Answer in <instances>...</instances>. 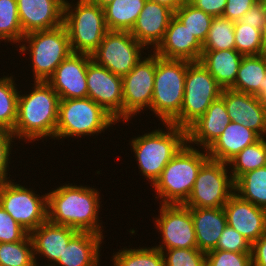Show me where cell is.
<instances>
[{"label":"cell","instance_id":"obj_12","mask_svg":"<svg viewBox=\"0 0 266 266\" xmlns=\"http://www.w3.org/2000/svg\"><path fill=\"white\" fill-rule=\"evenodd\" d=\"M147 53L128 74L122 77L123 124L126 122V125L128 121H132L137 115L140 116L143 111L151 108L156 54L153 51Z\"/></svg>","mask_w":266,"mask_h":266},{"label":"cell","instance_id":"obj_36","mask_svg":"<svg viewBox=\"0 0 266 266\" xmlns=\"http://www.w3.org/2000/svg\"><path fill=\"white\" fill-rule=\"evenodd\" d=\"M0 266H37L30 235L18 242L0 243Z\"/></svg>","mask_w":266,"mask_h":266},{"label":"cell","instance_id":"obj_20","mask_svg":"<svg viewBox=\"0 0 266 266\" xmlns=\"http://www.w3.org/2000/svg\"><path fill=\"white\" fill-rule=\"evenodd\" d=\"M221 97L232 122L244 125L260 137H266V110L257 96L222 89Z\"/></svg>","mask_w":266,"mask_h":266},{"label":"cell","instance_id":"obj_3","mask_svg":"<svg viewBox=\"0 0 266 266\" xmlns=\"http://www.w3.org/2000/svg\"><path fill=\"white\" fill-rule=\"evenodd\" d=\"M160 124L164 126V129L158 127L150 132L134 136L128 141L139 173L149 182L150 187L160 177L168 162L187 142L186 129L171 123Z\"/></svg>","mask_w":266,"mask_h":266},{"label":"cell","instance_id":"obj_16","mask_svg":"<svg viewBox=\"0 0 266 266\" xmlns=\"http://www.w3.org/2000/svg\"><path fill=\"white\" fill-rule=\"evenodd\" d=\"M92 59L85 53H71L55 69L46 81L58 94L60 100L87 98V64Z\"/></svg>","mask_w":266,"mask_h":266},{"label":"cell","instance_id":"obj_29","mask_svg":"<svg viewBox=\"0 0 266 266\" xmlns=\"http://www.w3.org/2000/svg\"><path fill=\"white\" fill-rule=\"evenodd\" d=\"M146 1L114 0L105 6L103 9L108 30L130 32Z\"/></svg>","mask_w":266,"mask_h":266},{"label":"cell","instance_id":"obj_10","mask_svg":"<svg viewBox=\"0 0 266 266\" xmlns=\"http://www.w3.org/2000/svg\"><path fill=\"white\" fill-rule=\"evenodd\" d=\"M20 184L14 179L0 183V205L30 233L48 219L47 193Z\"/></svg>","mask_w":266,"mask_h":266},{"label":"cell","instance_id":"obj_35","mask_svg":"<svg viewBox=\"0 0 266 266\" xmlns=\"http://www.w3.org/2000/svg\"><path fill=\"white\" fill-rule=\"evenodd\" d=\"M174 16L183 23L203 45L214 17L205 13L203 10L197 9L187 1L174 12Z\"/></svg>","mask_w":266,"mask_h":266},{"label":"cell","instance_id":"obj_11","mask_svg":"<svg viewBox=\"0 0 266 266\" xmlns=\"http://www.w3.org/2000/svg\"><path fill=\"white\" fill-rule=\"evenodd\" d=\"M228 164L208 159L200 168L191 195L184 203L189 208H221L235 192Z\"/></svg>","mask_w":266,"mask_h":266},{"label":"cell","instance_id":"obj_26","mask_svg":"<svg viewBox=\"0 0 266 266\" xmlns=\"http://www.w3.org/2000/svg\"><path fill=\"white\" fill-rule=\"evenodd\" d=\"M191 217L198 249L205 253L214 250L223 230L227 226L223 207L191 208Z\"/></svg>","mask_w":266,"mask_h":266},{"label":"cell","instance_id":"obj_25","mask_svg":"<svg viewBox=\"0 0 266 266\" xmlns=\"http://www.w3.org/2000/svg\"><path fill=\"white\" fill-rule=\"evenodd\" d=\"M260 138L255 131L231 121L207 149V154L212 160L228 163L246 146L254 144Z\"/></svg>","mask_w":266,"mask_h":266},{"label":"cell","instance_id":"obj_13","mask_svg":"<svg viewBox=\"0 0 266 266\" xmlns=\"http://www.w3.org/2000/svg\"><path fill=\"white\" fill-rule=\"evenodd\" d=\"M146 50L130 32L109 30L91 57L97 64L123 77L147 54Z\"/></svg>","mask_w":266,"mask_h":266},{"label":"cell","instance_id":"obj_47","mask_svg":"<svg viewBox=\"0 0 266 266\" xmlns=\"http://www.w3.org/2000/svg\"><path fill=\"white\" fill-rule=\"evenodd\" d=\"M252 266H266V232L251 246Z\"/></svg>","mask_w":266,"mask_h":266},{"label":"cell","instance_id":"obj_9","mask_svg":"<svg viewBox=\"0 0 266 266\" xmlns=\"http://www.w3.org/2000/svg\"><path fill=\"white\" fill-rule=\"evenodd\" d=\"M221 92L222 88L203 64L191 62L186 71L182 108L170 123L187 129L221 96Z\"/></svg>","mask_w":266,"mask_h":266},{"label":"cell","instance_id":"obj_21","mask_svg":"<svg viewBox=\"0 0 266 266\" xmlns=\"http://www.w3.org/2000/svg\"><path fill=\"white\" fill-rule=\"evenodd\" d=\"M79 231L71 227L50 222L48 219L29 233L33 244L35 262L41 266L38 259L47 260L43 266H53L69 243ZM38 258V259H37ZM40 264V265H39Z\"/></svg>","mask_w":266,"mask_h":266},{"label":"cell","instance_id":"obj_42","mask_svg":"<svg viewBox=\"0 0 266 266\" xmlns=\"http://www.w3.org/2000/svg\"><path fill=\"white\" fill-rule=\"evenodd\" d=\"M252 244L238 231L227 225L223 230L214 250L230 252H251Z\"/></svg>","mask_w":266,"mask_h":266},{"label":"cell","instance_id":"obj_28","mask_svg":"<svg viewBox=\"0 0 266 266\" xmlns=\"http://www.w3.org/2000/svg\"><path fill=\"white\" fill-rule=\"evenodd\" d=\"M266 86V55L243 56L232 90L259 96Z\"/></svg>","mask_w":266,"mask_h":266},{"label":"cell","instance_id":"obj_17","mask_svg":"<svg viewBox=\"0 0 266 266\" xmlns=\"http://www.w3.org/2000/svg\"><path fill=\"white\" fill-rule=\"evenodd\" d=\"M223 209L227 225L238 231L251 244L266 232V209L242 199L235 192Z\"/></svg>","mask_w":266,"mask_h":266},{"label":"cell","instance_id":"obj_2","mask_svg":"<svg viewBox=\"0 0 266 266\" xmlns=\"http://www.w3.org/2000/svg\"><path fill=\"white\" fill-rule=\"evenodd\" d=\"M30 84L29 91H19L17 120L12 134L16 141H24L25 144L39 140L43 142V139L53 141L60 98L47 82L34 81Z\"/></svg>","mask_w":266,"mask_h":266},{"label":"cell","instance_id":"obj_8","mask_svg":"<svg viewBox=\"0 0 266 266\" xmlns=\"http://www.w3.org/2000/svg\"><path fill=\"white\" fill-rule=\"evenodd\" d=\"M187 60L164 59L156 55V71L151 108L161 123H170L182 108ZM156 115V116H155Z\"/></svg>","mask_w":266,"mask_h":266},{"label":"cell","instance_id":"obj_32","mask_svg":"<svg viewBox=\"0 0 266 266\" xmlns=\"http://www.w3.org/2000/svg\"><path fill=\"white\" fill-rule=\"evenodd\" d=\"M227 164L234 182L244 173L266 166V137L246 146Z\"/></svg>","mask_w":266,"mask_h":266},{"label":"cell","instance_id":"obj_14","mask_svg":"<svg viewBox=\"0 0 266 266\" xmlns=\"http://www.w3.org/2000/svg\"><path fill=\"white\" fill-rule=\"evenodd\" d=\"M158 212V217H152L161 237V242L155 246L157 249L198 248L191 208L184 204H159Z\"/></svg>","mask_w":266,"mask_h":266},{"label":"cell","instance_id":"obj_51","mask_svg":"<svg viewBox=\"0 0 266 266\" xmlns=\"http://www.w3.org/2000/svg\"><path fill=\"white\" fill-rule=\"evenodd\" d=\"M263 43H264L263 54L266 55V27L263 32Z\"/></svg>","mask_w":266,"mask_h":266},{"label":"cell","instance_id":"obj_7","mask_svg":"<svg viewBox=\"0 0 266 266\" xmlns=\"http://www.w3.org/2000/svg\"><path fill=\"white\" fill-rule=\"evenodd\" d=\"M65 0L63 25L73 53L91 55L109 31L104 9L87 0Z\"/></svg>","mask_w":266,"mask_h":266},{"label":"cell","instance_id":"obj_30","mask_svg":"<svg viewBox=\"0 0 266 266\" xmlns=\"http://www.w3.org/2000/svg\"><path fill=\"white\" fill-rule=\"evenodd\" d=\"M235 193L242 199L266 209V166L241 175L235 181Z\"/></svg>","mask_w":266,"mask_h":266},{"label":"cell","instance_id":"obj_33","mask_svg":"<svg viewBox=\"0 0 266 266\" xmlns=\"http://www.w3.org/2000/svg\"><path fill=\"white\" fill-rule=\"evenodd\" d=\"M124 247L112 254L111 266H164L162 251L154 246ZM133 248V249H132Z\"/></svg>","mask_w":266,"mask_h":266},{"label":"cell","instance_id":"obj_41","mask_svg":"<svg viewBox=\"0 0 266 266\" xmlns=\"http://www.w3.org/2000/svg\"><path fill=\"white\" fill-rule=\"evenodd\" d=\"M29 235L0 205V243L24 240Z\"/></svg>","mask_w":266,"mask_h":266},{"label":"cell","instance_id":"obj_6","mask_svg":"<svg viewBox=\"0 0 266 266\" xmlns=\"http://www.w3.org/2000/svg\"><path fill=\"white\" fill-rule=\"evenodd\" d=\"M27 43V44H26ZM16 47L19 54H28L34 81L46 82L58 65L71 53L70 40L65 26L24 35ZM27 52V53H26Z\"/></svg>","mask_w":266,"mask_h":266},{"label":"cell","instance_id":"obj_48","mask_svg":"<svg viewBox=\"0 0 266 266\" xmlns=\"http://www.w3.org/2000/svg\"><path fill=\"white\" fill-rule=\"evenodd\" d=\"M164 5L175 12L186 0H149Z\"/></svg>","mask_w":266,"mask_h":266},{"label":"cell","instance_id":"obj_46","mask_svg":"<svg viewBox=\"0 0 266 266\" xmlns=\"http://www.w3.org/2000/svg\"><path fill=\"white\" fill-rule=\"evenodd\" d=\"M188 3L203 10L213 17L222 16L227 0H186Z\"/></svg>","mask_w":266,"mask_h":266},{"label":"cell","instance_id":"obj_49","mask_svg":"<svg viewBox=\"0 0 266 266\" xmlns=\"http://www.w3.org/2000/svg\"><path fill=\"white\" fill-rule=\"evenodd\" d=\"M87 1H89L90 3L96 4L100 6L101 8H104L105 6H107L114 0H87Z\"/></svg>","mask_w":266,"mask_h":266},{"label":"cell","instance_id":"obj_43","mask_svg":"<svg viewBox=\"0 0 266 266\" xmlns=\"http://www.w3.org/2000/svg\"><path fill=\"white\" fill-rule=\"evenodd\" d=\"M14 140L16 141L12 132L0 129V183L12 179L10 178L12 175L9 174L11 173L9 167L13 154L12 148H14V144H18V142L15 143Z\"/></svg>","mask_w":266,"mask_h":266},{"label":"cell","instance_id":"obj_15","mask_svg":"<svg viewBox=\"0 0 266 266\" xmlns=\"http://www.w3.org/2000/svg\"><path fill=\"white\" fill-rule=\"evenodd\" d=\"M88 98L101 105L119 123L123 122L122 76L90 60L87 64Z\"/></svg>","mask_w":266,"mask_h":266},{"label":"cell","instance_id":"obj_37","mask_svg":"<svg viewBox=\"0 0 266 266\" xmlns=\"http://www.w3.org/2000/svg\"><path fill=\"white\" fill-rule=\"evenodd\" d=\"M234 26L235 22L223 16L214 17L203 50L235 49Z\"/></svg>","mask_w":266,"mask_h":266},{"label":"cell","instance_id":"obj_40","mask_svg":"<svg viewBox=\"0 0 266 266\" xmlns=\"http://www.w3.org/2000/svg\"><path fill=\"white\" fill-rule=\"evenodd\" d=\"M206 266H252L251 252L211 250L206 253Z\"/></svg>","mask_w":266,"mask_h":266},{"label":"cell","instance_id":"obj_19","mask_svg":"<svg viewBox=\"0 0 266 266\" xmlns=\"http://www.w3.org/2000/svg\"><path fill=\"white\" fill-rule=\"evenodd\" d=\"M203 45L174 15L170 19L163 40L153 52L164 59L198 62Z\"/></svg>","mask_w":266,"mask_h":266},{"label":"cell","instance_id":"obj_23","mask_svg":"<svg viewBox=\"0 0 266 266\" xmlns=\"http://www.w3.org/2000/svg\"><path fill=\"white\" fill-rule=\"evenodd\" d=\"M231 122L225 101L220 96L205 113L186 129L187 143L207 150Z\"/></svg>","mask_w":266,"mask_h":266},{"label":"cell","instance_id":"obj_50","mask_svg":"<svg viewBox=\"0 0 266 266\" xmlns=\"http://www.w3.org/2000/svg\"><path fill=\"white\" fill-rule=\"evenodd\" d=\"M260 103L264 106L266 110V86L265 90L258 96Z\"/></svg>","mask_w":266,"mask_h":266},{"label":"cell","instance_id":"obj_31","mask_svg":"<svg viewBox=\"0 0 266 266\" xmlns=\"http://www.w3.org/2000/svg\"><path fill=\"white\" fill-rule=\"evenodd\" d=\"M15 81L16 77L12 74L3 73L0 78V129L9 132H13L17 120L20 87Z\"/></svg>","mask_w":266,"mask_h":266},{"label":"cell","instance_id":"obj_34","mask_svg":"<svg viewBox=\"0 0 266 266\" xmlns=\"http://www.w3.org/2000/svg\"><path fill=\"white\" fill-rule=\"evenodd\" d=\"M23 37L17 0H0V43L4 40L18 47Z\"/></svg>","mask_w":266,"mask_h":266},{"label":"cell","instance_id":"obj_44","mask_svg":"<svg viewBox=\"0 0 266 266\" xmlns=\"http://www.w3.org/2000/svg\"><path fill=\"white\" fill-rule=\"evenodd\" d=\"M240 23L250 25L264 32L266 27V4L263 0L257 1L249 11L239 20Z\"/></svg>","mask_w":266,"mask_h":266},{"label":"cell","instance_id":"obj_5","mask_svg":"<svg viewBox=\"0 0 266 266\" xmlns=\"http://www.w3.org/2000/svg\"><path fill=\"white\" fill-rule=\"evenodd\" d=\"M119 123L101 105L91 98L59 101L58 123L54 140L98 136ZM63 139V140H62Z\"/></svg>","mask_w":266,"mask_h":266},{"label":"cell","instance_id":"obj_1","mask_svg":"<svg viewBox=\"0 0 266 266\" xmlns=\"http://www.w3.org/2000/svg\"><path fill=\"white\" fill-rule=\"evenodd\" d=\"M73 184L68 181L47 192L48 220L79 232L107 236L103 235L104 226L99 217L102 197L98 188Z\"/></svg>","mask_w":266,"mask_h":266},{"label":"cell","instance_id":"obj_27","mask_svg":"<svg viewBox=\"0 0 266 266\" xmlns=\"http://www.w3.org/2000/svg\"><path fill=\"white\" fill-rule=\"evenodd\" d=\"M242 58L235 49L202 50L200 62L222 89H230L236 81Z\"/></svg>","mask_w":266,"mask_h":266},{"label":"cell","instance_id":"obj_18","mask_svg":"<svg viewBox=\"0 0 266 266\" xmlns=\"http://www.w3.org/2000/svg\"><path fill=\"white\" fill-rule=\"evenodd\" d=\"M24 35L63 24L65 0H17Z\"/></svg>","mask_w":266,"mask_h":266},{"label":"cell","instance_id":"obj_4","mask_svg":"<svg viewBox=\"0 0 266 266\" xmlns=\"http://www.w3.org/2000/svg\"><path fill=\"white\" fill-rule=\"evenodd\" d=\"M209 159L207 150L187 142L168 162L160 177L151 186L159 204H184L189 196L201 166Z\"/></svg>","mask_w":266,"mask_h":266},{"label":"cell","instance_id":"obj_39","mask_svg":"<svg viewBox=\"0 0 266 266\" xmlns=\"http://www.w3.org/2000/svg\"><path fill=\"white\" fill-rule=\"evenodd\" d=\"M162 253L164 266H206V253L198 248H173Z\"/></svg>","mask_w":266,"mask_h":266},{"label":"cell","instance_id":"obj_24","mask_svg":"<svg viewBox=\"0 0 266 266\" xmlns=\"http://www.w3.org/2000/svg\"><path fill=\"white\" fill-rule=\"evenodd\" d=\"M104 239V236L93 232H78L53 266H101Z\"/></svg>","mask_w":266,"mask_h":266},{"label":"cell","instance_id":"obj_38","mask_svg":"<svg viewBox=\"0 0 266 266\" xmlns=\"http://www.w3.org/2000/svg\"><path fill=\"white\" fill-rule=\"evenodd\" d=\"M235 50L243 56L263 54V32L254 27L235 22Z\"/></svg>","mask_w":266,"mask_h":266},{"label":"cell","instance_id":"obj_45","mask_svg":"<svg viewBox=\"0 0 266 266\" xmlns=\"http://www.w3.org/2000/svg\"><path fill=\"white\" fill-rule=\"evenodd\" d=\"M257 1L259 0H227L222 16L237 22Z\"/></svg>","mask_w":266,"mask_h":266},{"label":"cell","instance_id":"obj_22","mask_svg":"<svg viewBox=\"0 0 266 266\" xmlns=\"http://www.w3.org/2000/svg\"><path fill=\"white\" fill-rule=\"evenodd\" d=\"M173 15L168 7L147 0L130 33L147 51H153L163 40Z\"/></svg>","mask_w":266,"mask_h":266}]
</instances>
